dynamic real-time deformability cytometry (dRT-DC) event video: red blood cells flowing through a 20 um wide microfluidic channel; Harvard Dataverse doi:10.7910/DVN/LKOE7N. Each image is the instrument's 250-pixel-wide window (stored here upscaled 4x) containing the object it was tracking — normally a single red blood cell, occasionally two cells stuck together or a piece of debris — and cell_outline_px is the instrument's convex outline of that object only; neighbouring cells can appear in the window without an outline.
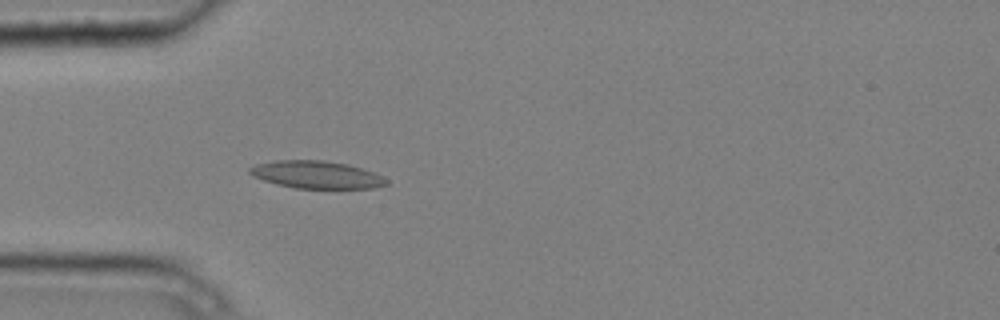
{"species": "common noctule bat (a hibernating species)", "species_latin": "Nyctalus noctula", "temperature_condition": "cold", "stored_images_in_passage": 5, "camera_frame_rate_fps": 3000, "um_per_image_px": 0.085, "animal": {"sex": "male", "body_mass_g": 20.4}, "frame": {"image": 1, "passage_image": 5, "time_ms": 1.333, "image_size_px": [1000, 320], "cell_outline_px": [[388, 184], [372, 188], [296, 188], [276, 184], [252, 176], [248, 172], [248, 168], [256, 164], [276, 160], [324, 160], [348, 164], [372, 172], [388, 180]], "centroid_in_image_um": [26.85, 14.84], "position_along_channel_um": 58.1, "area_um2": 21.79}}